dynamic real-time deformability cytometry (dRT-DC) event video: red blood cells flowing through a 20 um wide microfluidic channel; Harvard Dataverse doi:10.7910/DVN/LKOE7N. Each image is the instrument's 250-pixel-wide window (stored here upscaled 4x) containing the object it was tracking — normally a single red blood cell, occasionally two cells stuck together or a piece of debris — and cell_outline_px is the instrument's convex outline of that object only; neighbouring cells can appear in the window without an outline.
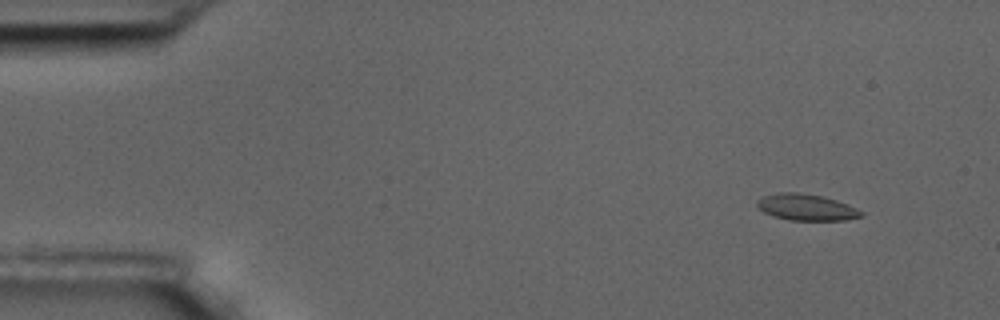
{"species": "common noctule bat (a hibernating species)", "species_latin": "Nyctalus noctula", "temperature_condition": "room temperature", "stored_images_in_passage": 55, "camera_frame_rate_fps": 3000, "um_per_image_px": 0.085, "animal": {"sex": "male", "body_mass_g": 17.5, "forearm_length_mm": 52.3}, "frame": {"image": 1, "passage_image": 2, "time_ms": 0.333, "image_size_px": [1000, 320], "cell_outline_px": [[864, 216], [848, 220], [788, 220], [764, 212], [756, 204], [756, 200], [764, 196], [780, 192], [796, 192], [820, 196], [836, 200], [848, 204], [864, 212]], "centroid_in_image_um": [68.58, 17.62], "position_along_channel_um": 16.4, "area_um2": 15.9}}
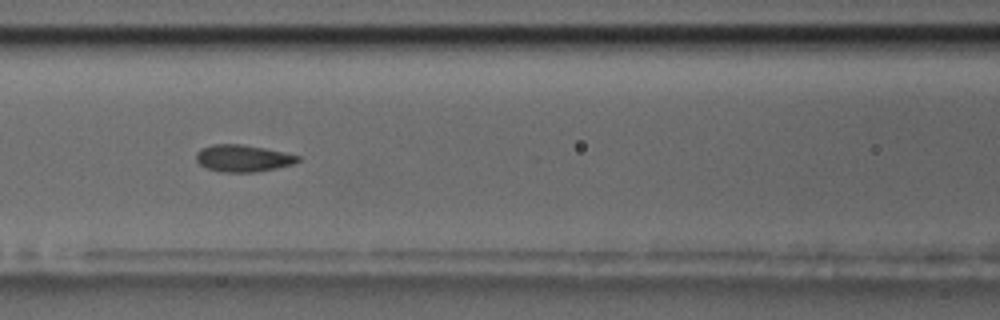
{"frame": {"image": 2, "passage_image": 22, "time_ms": 7.0, "image_size_px": [1000, 320], "cell_outline_px": [[300, 160], [292, 164], [276, 168], [256, 172], [220, 172], [208, 168], [200, 164], [196, 160], [196, 152], [200, 148], [212, 144], [244, 144], [284, 152], [300, 156]], "centroid_in_image_um": [20.63, 13.44], "position_along_channel_um": 146.0, "area_um2": 16.01}}
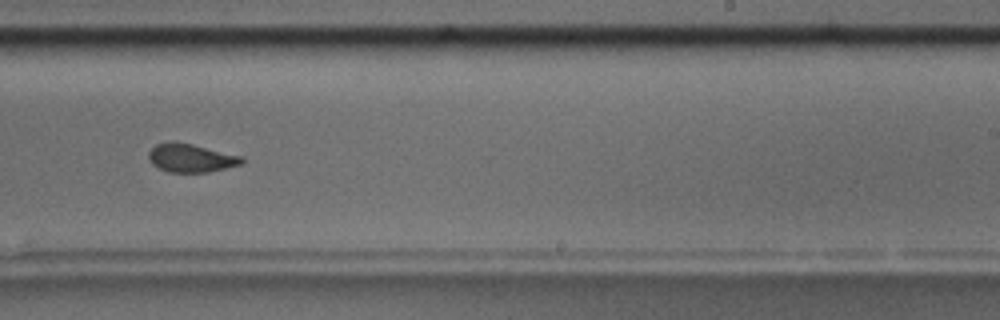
{"frame": {"image": 3, "passage_image": 33, "time_ms": 10.667, "image_size_px": [1000, 320], "cell_outline_px": [[244, 160], [240, 164], [208, 172], [168, 172], [152, 164], [148, 160], [148, 152], [156, 144], [172, 140], [192, 144], [244, 156]], "centroid_in_image_um": [16.2, 13.41], "position_along_channel_um": 272.8, "area_um2": 15.49}, "authors_computed_cell_mechanics": {"area_um2": 16.0106, "velocity_mm_per_s": 3.4776, "shape_relaxation_time_tau1_ms": 5.3482, "shape_relaxation_time_tau2_ms": 1.1172, "deformation_change_tau1": 0.1346, "deformation_change_tau2": 0.0506}}